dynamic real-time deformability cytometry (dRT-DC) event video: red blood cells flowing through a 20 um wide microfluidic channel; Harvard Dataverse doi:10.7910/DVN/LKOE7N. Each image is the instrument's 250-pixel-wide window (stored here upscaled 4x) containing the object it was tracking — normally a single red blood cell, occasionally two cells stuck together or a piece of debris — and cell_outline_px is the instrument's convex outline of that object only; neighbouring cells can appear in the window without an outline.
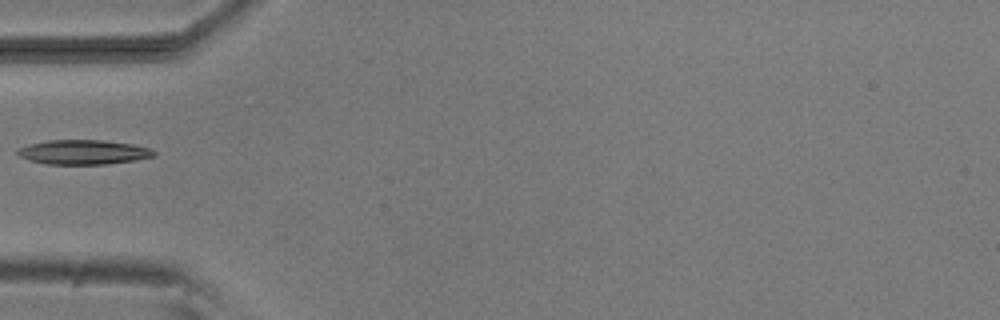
{"species": "common noctule bat (a hibernating species)", "species_latin": "Nyctalus noctula", "temperature_condition": "room temperature", "stored_images_in_passage": 2, "camera_frame_rate_fps": 3000, "um_per_image_px": 0.085, "animal": {"sex": "male", "body_mass_g": 20.5, "forearm_length_mm": 52.5}, "frame": {"image": 1, "passage_image": 2, "time_ms": 1.0, "image_size_px": [1000, 320], "cell_outline_px": [[156, 156], [136, 160], [104, 164], [48, 164], [28, 160], [20, 156], [16, 152], [16, 148], [28, 144], [48, 140], [104, 140], [132, 144], [148, 148], [156, 152]], "centroid_in_image_um": [7.06, 12.93], "position_along_channel_um": 77.9, "area_um2": 19.54}}